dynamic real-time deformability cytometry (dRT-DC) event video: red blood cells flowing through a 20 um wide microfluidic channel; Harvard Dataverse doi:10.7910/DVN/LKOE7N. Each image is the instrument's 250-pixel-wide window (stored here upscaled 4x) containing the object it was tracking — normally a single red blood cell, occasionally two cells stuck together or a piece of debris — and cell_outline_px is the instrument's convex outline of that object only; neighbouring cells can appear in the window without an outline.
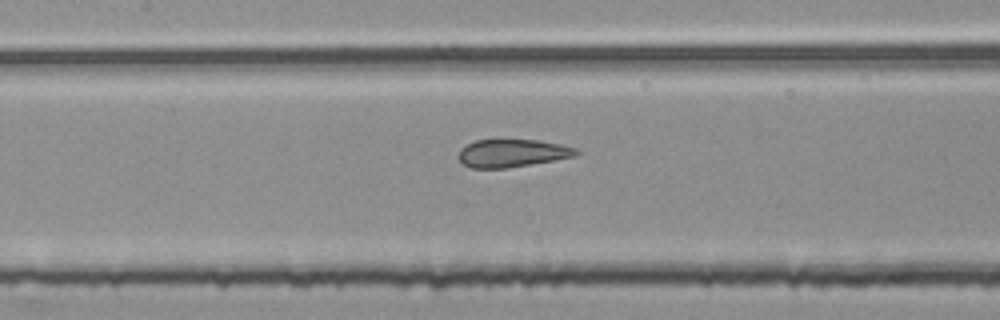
{"species": "common noctule bat (a hibernating species)", "species_latin": "Nyctalus noctula", "temperature_condition": "room temperature", "stored_images_in_passage": 54, "segment_of_instrument_passage": [2, 2], "camera_frame_rate_fps": 3000, "um_per_image_px": 0.085, "animal": {"sex": "female", "body_mass_g": 25.1}, "frame": {"image": 1, "passage_image": 25, "time_ms": 8.0, "image_size_px": [1000, 320], "cell_outline_px": [[580, 152], [576, 156], [504, 168], [472, 168], [464, 164], [456, 156], [460, 148], [476, 140], [540, 140], [560, 144], [576, 148]], "centroid_in_image_um": [43.51, 13.01], "position_along_channel_um": 163.9, "area_um2": 18.9}}
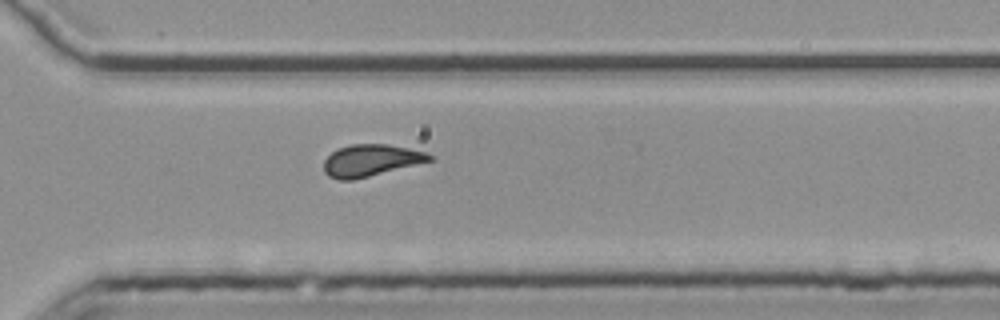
{"frame": {"image": 2, "passage_image": 39, "time_ms": 12.667, "image_size_px": [1000, 320], "cell_outline_px": [[436, 160], [352, 180], [340, 180], [328, 176], [324, 172], [324, 160], [332, 152], [340, 148], [352, 144], [388, 144], [408, 148], [424, 152], [432, 156]], "centroid_in_image_um": [31.54, 13.64], "position_along_channel_um": 339.1, "area_um2": 19.54}}
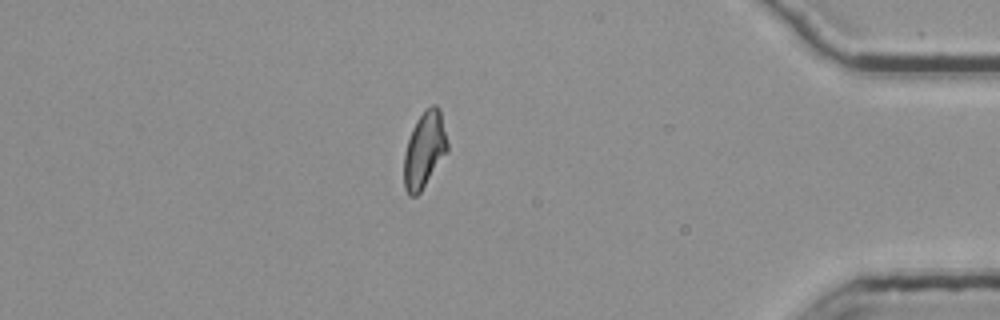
{"frame": {"image": 3, "passage_image": 47, "time_ms": 15.333, "image_size_px": [1000, 320], "cell_outline_px": [[448, 152], [420, 192], [416, 196], [408, 196], [404, 188], [404, 152], [412, 128], [416, 120], [432, 104], [436, 104], [440, 108], [448, 144]], "centroid_in_image_um": [36.08, 12.75], "position_along_channel_um": 399.1, "area_um2": 19.31}}